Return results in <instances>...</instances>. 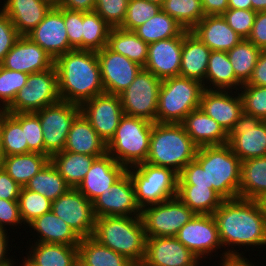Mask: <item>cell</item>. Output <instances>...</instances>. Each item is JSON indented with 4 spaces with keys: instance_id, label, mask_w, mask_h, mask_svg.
I'll return each instance as SVG.
<instances>
[{
    "instance_id": "obj_42",
    "label": "cell",
    "mask_w": 266,
    "mask_h": 266,
    "mask_svg": "<svg viewBox=\"0 0 266 266\" xmlns=\"http://www.w3.org/2000/svg\"><path fill=\"white\" fill-rule=\"evenodd\" d=\"M261 51L248 39H242L227 51L235 76L242 84L249 81Z\"/></svg>"
},
{
    "instance_id": "obj_65",
    "label": "cell",
    "mask_w": 266,
    "mask_h": 266,
    "mask_svg": "<svg viewBox=\"0 0 266 266\" xmlns=\"http://www.w3.org/2000/svg\"><path fill=\"white\" fill-rule=\"evenodd\" d=\"M47 3L51 8H59L62 5V0H42Z\"/></svg>"
},
{
    "instance_id": "obj_18",
    "label": "cell",
    "mask_w": 266,
    "mask_h": 266,
    "mask_svg": "<svg viewBox=\"0 0 266 266\" xmlns=\"http://www.w3.org/2000/svg\"><path fill=\"white\" fill-rule=\"evenodd\" d=\"M105 93L119 95L135 79L143 68L122 54L111 51L107 46L96 52Z\"/></svg>"
},
{
    "instance_id": "obj_32",
    "label": "cell",
    "mask_w": 266,
    "mask_h": 266,
    "mask_svg": "<svg viewBox=\"0 0 266 266\" xmlns=\"http://www.w3.org/2000/svg\"><path fill=\"white\" fill-rule=\"evenodd\" d=\"M236 78L226 51H211L205 77V89L236 90L242 87Z\"/></svg>"
},
{
    "instance_id": "obj_35",
    "label": "cell",
    "mask_w": 266,
    "mask_h": 266,
    "mask_svg": "<svg viewBox=\"0 0 266 266\" xmlns=\"http://www.w3.org/2000/svg\"><path fill=\"white\" fill-rule=\"evenodd\" d=\"M95 156L61 151L50 157L51 163L71 188H77L89 171Z\"/></svg>"
},
{
    "instance_id": "obj_53",
    "label": "cell",
    "mask_w": 266,
    "mask_h": 266,
    "mask_svg": "<svg viewBox=\"0 0 266 266\" xmlns=\"http://www.w3.org/2000/svg\"><path fill=\"white\" fill-rule=\"evenodd\" d=\"M19 37L10 18L0 9V64Z\"/></svg>"
},
{
    "instance_id": "obj_12",
    "label": "cell",
    "mask_w": 266,
    "mask_h": 266,
    "mask_svg": "<svg viewBox=\"0 0 266 266\" xmlns=\"http://www.w3.org/2000/svg\"><path fill=\"white\" fill-rule=\"evenodd\" d=\"M35 113L43 130L44 155L51 157L63 151L71 124L80 113V105L59 101Z\"/></svg>"
},
{
    "instance_id": "obj_66",
    "label": "cell",
    "mask_w": 266,
    "mask_h": 266,
    "mask_svg": "<svg viewBox=\"0 0 266 266\" xmlns=\"http://www.w3.org/2000/svg\"><path fill=\"white\" fill-rule=\"evenodd\" d=\"M218 262L219 266H232V258Z\"/></svg>"
},
{
    "instance_id": "obj_14",
    "label": "cell",
    "mask_w": 266,
    "mask_h": 266,
    "mask_svg": "<svg viewBox=\"0 0 266 266\" xmlns=\"http://www.w3.org/2000/svg\"><path fill=\"white\" fill-rule=\"evenodd\" d=\"M199 260L213 256L212 253L223 249L218 233V227L213 214H196L186 223L175 236ZM215 250V251H214Z\"/></svg>"
},
{
    "instance_id": "obj_27",
    "label": "cell",
    "mask_w": 266,
    "mask_h": 266,
    "mask_svg": "<svg viewBox=\"0 0 266 266\" xmlns=\"http://www.w3.org/2000/svg\"><path fill=\"white\" fill-rule=\"evenodd\" d=\"M63 151L100 157L107 153V144L80 112L73 120Z\"/></svg>"
},
{
    "instance_id": "obj_19",
    "label": "cell",
    "mask_w": 266,
    "mask_h": 266,
    "mask_svg": "<svg viewBox=\"0 0 266 266\" xmlns=\"http://www.w3.org/2000/svg\"><path fill=\"white\" fill-rule=\"evenodd\" d=\"M201 262L175 237H147L140 266H200Z\"/></svg>"
},
{
    "instance_id": "obj_68",
    "label": "cell",
    "mask_w": 266,
    "mask_h": 266,
    "mask_svg": "<svg viewBox=\"0 0 266 266\" xmlns=\"http://www.w3.org/2000/svg\"><path fill=\"white\" fill-rule=\"evenodd\" d=\"M149 2L161 3L162 0H147Z\"/></svg>"
},
{
    "instance_id": "obj_61",
    "label": "cell",
    "mask_w": 266,
    "mask_h": 266,
    "mask_svg": "<svg viewBox=\"0 0 266 266\" xmlns=\"http://www.w3.org/2000/svg\"><path fill=\"white\" fill-rule=\"evenodd\" d=\"M96 0H62V8L76 11L92 12Z\"/></svg>"
},
{
    "instance_id": "obj_49",
    "label": "cell",
    "mask_w": 266,
    "mask_h": 266,
    "mask_svg": "<svg viewBox=\"0 0 266 266\" xmlns=\"http://www.w3.org/2000/svg\"><path fill=\"white\" fill-rule=\"evenodd\" d=\"M25 128V142L31 152L44 155L43 130L39 117L34 112L10 113Z\"/></svg>"
},
{
    "instance_id": "obj_44",
    "label": "cell",
    "mask_w": 266,
    "mask_h": 266,
    "mask_svg": "<svg viewBox=\"0 0 266 266\" xmlns=\"http://www.w3.org/2000/svg\"><path fill=\"white\" fill-rule=\"evenodd\" d=\"M161 10L188 31L205 16L201 0H162Z\"/></svg>"
},
{
    "instance_id": "obj_5",
    "label": "cell",
    "mask_w": 266,
    "mask_h": 266,
    "mask_svg": "<svg viewBox=\"0 0 266 266\" xmlns=\"http://www.w3.org/2000/svg\"><path fill=\"white\" fill-rule=\"evenodd\" d=\"M195 160L206 171L207 185L224 200L239 197L241 160L228 144L197 149Z\"/></svg>"
},
{
    "instance_id": "obj_8",
    "label": "cell",
    "mask_w": 266,
    "mask_h": 266,
    "mask_svg": "<svg viewBox=\"0 0 266 266\" xmlns=\"http://www.w3.org/2000/svg\"><path fill=\"white\" fill-rule=\"evenodd\" d=\"M126 171L132 180L136 202L141 210L177 197L178 174L172 169L145 162Z\"/></svg>"
},
{
    "instance_id": "obj_17",
    "label": "cell",
    "mask_w": 266,
    "mask_h": 266,
    "mask_svg": "<svg viewBox=\"0 0 266 266\" xmlns=\"http://www.w3.org/2000/svg\"><path fill=\"white\" fill-rule=\"evenodd\" d=\"M96 218L104 216H141V209L135 198V190L126 171L105 192L93 202Z\"/></svg>"
},
{
    "instance_id": "obj_25",
    "label": "cell",
    "mask_w": 266,
    "mask_h": 266,
    "mask_svg": "<svg viewBox=\"0 0 266 266\" xmlns=\"http://www.w3.org/2000/svg\"><path fill=\"white\" fill-rule=\"evenodd\" d=\"M211 51H229L237 45L239 36L222 15H206L191 30Z\"/></svg>"
},
{
    "instance_id": "obj_29",
    "label": "cell",
    "mask_w": 266,
    "mask_h": 266,
    "mask_svg": "<svg viewBox=\"0 0 266 266\" xmlns=\"http://www.w3.org/2000/svg\"><path fill=\"white\" fill-rule=\"evenodd\" d=\"M211 50L193 33L183 31L180 75L201 82L205 89V77Z\"/></svg>"
},
{
    "instance_id": "obj_62",
    "label": "cell",
    "mask_w": 266,
    "mask_h": 266,
    "mask_svg": "<svg viewBox=\"0 0 266 266\" xmlns=\"http://www.w3.org/2000/svg\"><path fill=\"white\" fill-rule=\"evenodd\" d=\"M228 8L251 10V0H228Z\"/></svg>"
},
{
    "instance_id": "obj_13",
    "label": "cell",
    "mask_w": 266,
    "mask_h": 266,
    "mask_svg": "<svg viewBox=\"0 0 266 266\" xmlns=\"http://www.w3.org/2000/svg\"><path fill=\"white\" fill-rule=\"evenodd\" d=\"M51 211L80 238L93 236L96 222L93 204L77 188H70L52 201Z\"/></svg>"
},
{
    "instance_id": "obj_31",
    "label": "cell",
    "mask_w": 266,
    "mask_h": 266,
    "mask_svg": "<svg viewBox=\"0 0 266 266\" xmlns=\"http://www.w3.org/2000/svg\"><path fill=\"white\" fill-rule=\"evenodd\" d=\"M34 230L39 238L34 243H53L68 246H78L81 238L52 211L35 218L27 225Z\"/></svg>"
},
{
    "instance_id": "obj_60",
    "label": "cell",
    "mask_w": 266,
    "mask_h": 266,
    "mask_svg": "<svg viewBox=\"0 0 266 266\" xmlns=\"http://www.w3.org/2000/svg\"><path fill=\"white\" fill-rule=\"evenodd\" d=\"M206 15H222L228 9V0H201Z\"/></svg>"
},
{
    "instance_id": "obj_15",
    "label": "cell",
    "mask_w": 266,
    "mask_h": 266,
    "mask_svg": "<svg viewBox=\"0 0 266 266\" xmlns=\"http://www.w3.org/2000/svg\"><path fill=\"white\" fill-rule=\"evenodd\" d=\"M228 145L241 161L266 156V121L242 114L228 134Z\"/></svg>"
},
{
    "instance_id": "obj_36",
    "label": "cell",
    "mask_w": 266,
    "mask_h": 266,
    "mask_svg": "<svg viewBox=\"0 0 266 266\" xmlns=\"http://www.w3.org/2000/svg\"><path fill=\"white\" fill-rule=\"evenodd\" d=\"M148 45L134 31L121 28H112L107 40V47L111 51L126 56L142 67L145 66L148 58Z\"/></svg>"
},
{
    "instance_id": "obj_4",
    "label": "cell",
    "mask_w": 266,
    "mask_h": 266,
    "mask_svg": "<svg viewBox=\"0 0 266 266\" xmlns=\"http://www.w3.org/2000/svg\"><path fill=\"white\" fill-rule=\"evenodd\" d=\"M198 147L181 123H153L146 162L177 174L195 159Z\"/></svg>"
},
{
    "instance_id": "obj_41",
    "label": "cell",
    "mask_w": 266,
    "mask_h": 266,
    "mask_svg": "<svg viewBox=\"0 0 266 266\" xmlns=\"http://www.w3.org/2000/svg\"><path fill=\"white\" fill-rule=\"evenodd\" d=\"M25 188L45 196L50 201H55L71 187L59 174L55 166L49 161L30 181Z\"/></svg>"
},
{
    "instance_id": "obj_2",
    "label": "cell",
    "mask_w": 266,
    "mask_h": 266,
    "mask_svg": "<svg viewBox=\"0 0 266 266\" xmlns=\"http://www.w3.org/2000/svg\"><path fill=\"white\" fill-rule=\"evenodd\" d=\"M61 101L81 105L105 93L95 51L71 50L54 60Z\"/></svg>"
},
{
    "instance_id": "obj_10",
    "label": "cell",
    "mask_w": 266,
    "mask_h": 266,
    "mask_svg": "<svg viewBox=\"0 0 266 266\" xmlns=\"http://www.w3.org/2000/svg\"><path fill=\"white\" fill-rule=\"evenodd\" d=\"M195 215L178 197L141 210L146 237H175Z\"/></svg>"
},
{
    "instance_id": "obj_46",
    "label": "cell",
    "mask_w": 266,
    "mask_h": 266,
    "mask_svg": "<svg viewBox=\"0 0 266 266\" xmlns=\"http://www.w3.org/2000/svg\"><path fill=\"white\" fill-rule=\"evenodd\" d=\"M160 10L161 3L147 0H129L125 19L119 28L126 31H134Z\"/></svg>"
},
{
    "instance_id": "obj_58",
    "label": "cell",
    "mask_w": 266,
    "mask_h": 266,
    "mask_svg": "<svg viewBox=\"0 0 266 266\" xmlns=\"http://www.w3.org/2000/svg\"><path fill=\"white\" fill-rule=\"evenodd\" d=\"M245 84L266 86V50H262L249 81Z\"/></svg>"
},
{
    "instance_id": "obj_40",
    "label": "cell",
    "mask_w": 266,
    "mask_h": 266,
    "mask_svg": "<svg viewBox=\"0 0 266 266\" xmlns=\"http://www.w3.org/2000/svg\"><path fill=\"white\" fill-rule=\"evenodd\" d=\"M0 149L2 157L30 153L25 142V128L10 114H0Z\"/></svg>"
},
{
    "instance_id": "obj_21",
    "label": "cell",
    "mask_w": 266,
    "mask_h": 266,
    "mask_svg": "<svg viewBox=\"0 0 266 266\" xmlns=\"http://www.w3.org/2000/svg\"><path fill=\"white\" fill-rule=\"evenodd\" d=\"M200 108L213 118L229 134L235 122L243 114V102L239 91L204 89Z\"/></svg>"
},
{
    "instance_id": "obj_7",
    "label": "cell",
    "mask_w": 266,
    "mask_h": 266,
    "mask_svg": "<svg viewBox=\"0 0 266 266\" xmlns=\"http://www.w3.org/2000/svg\"><path fill=\"white\" fill-rule=\"evenodd\" d=\"M204 86L201 82L176 76L162 80L156 123H181L186 115L200 108Z\"/></svg>"
},
{
    "instance_id": "obj_37",
    "label": "cell",
    "mask_w": 266,
    "mask_h": 266,
    "mask_svg": "<svg viewBox=\"0 0 266 266\" xmlns=\"http://www.w3.org/2000/svg\"><path fill=\"white\" fill-rule=\"evenodd\" d=\"M78 256L90 266H136L126 256L101 245L93 237L81 238Z\"/></svg>"
},
{
    "instance_id": "obj_52",
    "label": "cell",
    "mask_w": 266,
    "mask_h": 266,
    "mask_svg": "<svg viewBox=\"0 0 266 266\" xmlns=\"http://www.w3.org/2000/svg\"><path fill=\"white\" fill-rule=\"evenodd\" d=\"M63 16L70 46L82 50V11L63 8Z\"/></svg>"
},
{
    "instance_id": "obj_22",
    "label": "cell",
    "mask_w": 266,
    "mask_h": 266,
    "mask_svg": "<svg viewBox=\"0 0 266 266\" xmlns=\"http://www.w3.org/2000/svg\"><path fill=\"white\" fill-rule=\"evenodd\" d=\"M27 74L43 72L54 66V59L28 36H20L0 64Z\"/></svg>"
},
{
    "instance_id": "obj_38",
    "label": "cell",
    "mask_w": 266,
    "mask_h": 266,
    "mask_svg": "<svg viewBox=\"0 0 266 266\" xmlns=\"http://www.w3.org/2000/svg\"><path fill=\"white\" fill-rule=\"evenodd\" d=\"M177 197L195 214H213L224 200L214 189L196 185H178Z\"/></svg>"
},
{
    "instance_id": "obj_63",
    "label": "cell",
    "mask_w": 266,
    "mask_h": 266,
    "mask_svg": "<svg viewBox=\"0 0 266 266\" xmlns=\"http://www.w3.org/2000/svg\"><path fill=\"white\" fill-rule=\"evenodd\" d=\"M255 262H250V260L246 258H232V266H258L254 265Z\"/></svg>"
},
{
    "instance_id": "obj_11",
    "label": "cell",
    "mask_w": 266,
    "mask_h": 266,
    "mask_svg": "<svg viewBox=\"0 0 266 266\" xmlns=\"http://www.w3.org/2000/svg\"><path fill=\"white\" fill-rule=\"evenodd\" d=\"M161 82L153 73L142 68L134 81L119 94L124 114L155 123Z\"/></svg>"
},
{
    "instance_id": "obj_45",
    "label": "cell",
    "mask_w": 266,
    "mask_h": 266,
    "mask_svg": "<svg viewBox=\"0 0 266 266\" xmlns=\"http://www.w3.org/2000/svg\"><path fill=\"white\" fill-rule=\"evenodd\" d=\"M18 204L20 217L25 226L35 218L51 211L52 207V201L38 192L28 190L25 187L21 188Z\"/></svg>"
},
{
    "instance_id": "obj_56",
    "label": "cell",
    "mask_w": 266,
    "mask_h": 266,
    "mask_svg": "<svg viewBox=\"0 0 266 266\" xmlns=\"http://www.w3.org/2000/svg\"><path fill=\"white\" fill-rule=\"evenodd\" d=\"M248 40L257 48L266 50V11L256 13Z\"/></svg>"
},
{
    "instance_id": "obj_39",
    "label": "cell",
    "mask_w": 266,
    "mask_h": 266,
    "mask_svg": "<svg viewBox=\"0 0 266 266\" xmlns=\"http://www.w3.org/2000/svg\"><path fill=\"white\" fill-rule=\"evenodd\" d=\"M185 29L170 15L160 10L144 24L134 30V33L144 42L150 44L159 40L179 36Z\"/></svg>"
},
{
    "instance_id": "obj_48",
    "label": "cell",
    "mask_w": 266,
    "mask_h": 266,
    "mask_svg": "<svg viewBox=\"0 0 266 266\" xmlns=\"http://www.w3.org/2000/svg\"><path fill=\"white\" fill-rule=\"evenodd\" d=\"M243 113L266 121V86L243 84L239 89Z\"/></svg>"
},
{
    "instance_id": "obj_50",
    "label": "cell",
    "mask_w": 266,
    "mask_h": 266,
    "mask_svg": "<svg viewBox=\"0 0 266 266\" xmlns=\"http://www.w3.org/2000/svg\"><path fill=\"white\" fill-rule=\"evenodd\" d=\"M129 0H96L94 10L110 27L119 28L126 16Z\"/></svg>"
},
{
    "instance_id": "obj_55",
    "label": "cell",
    "mask_w": 266,
    "mask_h": 266,
    "mask_svg": "<svg viewBox=\"0 0 266 266\" xmlns=\"http://www.w3.org/2000/svg\"><path fill=\"white\" fill-rule=\"evenodd\" d=\"M22 226L18 201L0 199V228L6 229L7 226Z\"/></svg>"
},
{
    "instance_id": "obj_34",
    "label": "cell",
    "mask_w": 266,
    "mask_h": 266,
    "mask_svg": "<svg viewBox=\"0 0 266 266\" xmlns=\"http://www.w3.org/2000/svg\"><path fill=\"white\" fill-rule=\"evenodd\" d=\"M49 161V156L30 152L4 156L2 158L1 167L15 182H17L20 186L25 187L30 179Z\"/></svg>"
},
{
    "instance_id": "obj_33",
    "label": "cell",
    "mask_w": 266,
    "mask_h": 266,
    "mask_svg": "<svg viewBox=\"0 0 266 266\" xmlns=\"http://www.w3.org/2000/svg\"><path fill=\"white\" fill-rule=\"evenodd\" d=\"M266 197V156L241 162L239 198L258 200Z\"/></svg>"
},
{
    "instance_id": "obj_43",
    "label": "cell",
    "mask_w": 266,
    "mask_h": 266,
    "mask_svg": "<svg viewBox=\"0 0 266 266\" xmlns=\"http://www.w3.org/2000/svg\"><path fill=\"white\" fill-rule=\"evenodd\" d=\"M111 29L95 11H82V50L97 52L103 49Z\"/></svg>"
},
{
    "instance_id": "obj_16",
    "label": "cell",
    "mask_w": 266,
    "mask_h": 266,
    "mask_svg": "<svg viewBox=\"0 0 266 266\" xmlns=\"http://www.w3.org/2000/svg\"><path fill=\"white\" fill-rule=\"evenodd\" d=\"M80 112L91 123L99 137L111 140L124 115L119 95L103 93L83 102Z\"/></svg>"
},
{
    "instance_id": "obj_64",
    "label": "cell",
    "mask_w": 266,
    "mask_h": 266,
    "mask_svg": "<svg viewBox=\"0 0 266 266\" xmlns=\"http://www.w3.org/2000/svg\"><path fill=\"white\" fill-rule=\"evenodd\" d=\"M252 10L256 12L266 11V0H251Z\"/></svg>"
},
{
    "instance_id": "obj_24",
    "label": "cell",
    "mask_w": 266,
    "mask_h": 266,
    "mask_svg": "<svg viewBox=\"0 0 266 266\" xmlns=\"http://www.w3.org/2000/svg\"><path fill=\"white\" fill-rule=\"evenodd\" d=\"M126 170L123 165H120L112 156L106 153L94 159L89 171L77 189L90 202H93L116 182Z\"/></svg>"
},
{
    "instance_id": "obj_20",
    "label": "cell",
    "mask_w": 266,
    "mask_h": 266,
    "mask_svg": "<svg viewBox=\"0 0 266 266\" xmlns=\"http://www.w3.org/2000/svg\"><path fill=\"white\" fill-rule=\"evenodd\" d=\"M54 60L74 50L68 40L63 8H51L44 19L27 35Z\"/></svg>"
},
{
    "instance_id": "obj_6",
    "label": "cell",
    "mask_w": 266,
    "mask_h": 266,
    "mask_svg": "<svg viewBox=\"0 0 266 266\" xmlns=\"http://www.w3.org/2000/svg\"><path fill=\"white\" fill-rule=\"evenodd\" d=\"M153 122L123 115L111 140L107 153L126 169L145 163L150 145Z\"/></svg>"
},
{
    "instance_id": "obj_28",
    "label": "cell",
    "mask_w": 266,
    "mask_h": 266,
    "mask_svg": "<svg viewBox=\"0 0 266 266\" xmlns=\"http://www.w3.org/2000/svg\"><path fill=\"white\" fill-rule=\"evenodd\" d=\"M0 8L11 20L20 36H27L50 11L42 0H3Z\"/></svg>"
},
{
    "instance_id": "obj_3",
    "label": "cell",
    "mask_w": 266,
    "mask_h": 266,
    "mask_svg": "<svg viewBox=\"0 0 266 266\" xmlns=\"http://www.w3.org/2000/svg\"><path fill=\"white\" fill-rule=\"evenodd\" d=\"M101 245L140 265L145 256L146 234L141 216L96 218L92 236Z\"/></svg>"
},
{
    "instance_id": "obj_59",
    "label": "cell",
    "mask_w": 266,
    "mask_h": 266,
    "mask_svg": "<svg viewBox=\"0 0 266 266\" xmlns=\"http://www.w3.org/2000/svg\"><path fill=\"white\" fill-rule=\"evenodd\" d=\"M8 230L0 228V266H16V262L13 261L14 258L10 255V252L8 250L10 249L9 246H11L9 243V237ZM9 254V255H8ZM9 256V257H7ZM11 257V258H10ZM13 258V259H12Z\"/></svg>"
},
{
    "instance_id": "obj_51",
    "label": "cell",
    "mask_w": 266,
    "mask_h": 266,
    "mask_svg": "<svg viewBox=\"0 0 266 266\" xmlns=\"http://www.w3.org/2000/svg\"><path fill=\"white\" fill-rule=\"evenodd\" d=\"M256 11L245 10V9H231L228 8L222 17L225 19L227 24L239 35L242 39H248L252 27L254 24V19L256 16Z\"/></svg>"
},
{
    "instance_id": "obj_54",
    "label": "cell",
    "mask_w": 266,
    "mask_h": 266,
    "mask_svg": "<svg viewBox=\"0 0 266 266\" xmlns=\"http://www.w3.org/2000/svg\"><path fill=\"white\" fill-rule=\"evenodd\" d=\"M178 185H196V187H209L207 185L206 171L194 159L190 161L178 174Z\"/></svg>"
},
{
    "instance_id": "obj_30",
    "label": "cell",
    "mask_w": 266,
    "mask_h": 266,
    "mask_svg": "<svg viewBox=\"0 0 266 266\" xmlns=\"http://www.w3.org/2000/svg\"><path fill=\"white\" fill-rule=\"evenodd\" d=\"M29 246L20 266H74L78 258V246L33 241Z\"/></svg>"
},
{
    "instance_id": "obj_9",
    "label": "cell",
    "mask_w": 266,
    "mask_h": 266,
    "mask_svg": "<svg viewBox=\"0 0 266 266\" xmlns=\"http://www.w3.org/2000/svg\"><path fill=\"white\" fill-rule=\"evenodd\" d=\"M61 101L58 75L53 66L43 72L29 74L26 85L16 94L13 102L4 110L7 113L37 112Z\"/></svg>"
},
{
    "instance_id": "obj_69",
    "label": "cell",
    "mask_w": 266,
    "mask_h": 266,
    "mask_svg": "<svg viewBox=\"0 0 266 266\" xmlns=\"http://www.w3.org/2000/svg\"><path fill=\"white\" fill-rule=\"evenodd\" d=\"M2 154H1V149H0V167H1V162H2Z\"/></svg>"
},
{
    "instance_id": "obj_23",
    "label": "cell",
    "mask_w": 266,
    "mask_h": 266,
    "mask_svg": "<svg viewBox=\"0 0 266 266\" xmlns=\"http://www.w3.org/2000/svg\"><path fill=\"white\" fill-rule=\"evenodd\" d=\"M183 32L173 38L159 40L148 45L145 70L160 80L180 75Z\"/></svg>"
},
{
    "instance_id": "obj_57",
    "label": "cell",
    "mask_w": 266,
    "mask_h": 266,
    "mask_svg": "<svg viewBox=\"0 0 266 266\" xmlns=\"http://www.w3.org/2000/svg\"><path fill=\"white\" fill-rule=\"evenodd\" d=\"M22 186L15 182L8 173L0 167V199L18 201Z\"/></svg>"
},
{
    "instance_id": "obj_26",
    "label": "cell",
    "mask_w": 266,
    "mask_h": 266,
    "mask_svg": "<svg viewBox=\"0 0 266 266\" xmlns=\"http://www.w3.org/2000/svg\"><path fill=\"white\" fill-rule=\"evenodd\" d=\"M181 124L198 148L228 144V133L201 108L189 112Z\"/></svg>"
},
{
    "instance_id": "obj_1",
    "label": "cell",
    "mask_w": 266,
    "mask_h": 266,
    "mask_svg": "<svg viewBox=\"0 0 266 266\" xmlns=\"http://www.w3.org/2000/svg\"><path fill=\"white\" fill-rule=\"evenodd\" d=\"M213 216L221 245L225 250L220 253L222 256L220 255L219 261L245 258L243 251L236 250L237 246H246V249L249 246L253 249L258 246V249H264L266 246V217L260 201L239 197L223 200Z\"/></svg>"
},
{
    "instance_id": "obj_67",
    "label": "cell",
    "mask_w": 266,
    "mask_h": 266,
    "mask_svg": "<svg viewBox=\"0 0 266 266\" xmlns=\"http://www.w3.org/2000/svg\"><path fill=\"white\" fill-rule=\"evenodd\" d=\"M74 266H90V265H87L79 256L78 258L76 259V262H75V265Z\"/></svg>"
},
{
    "instance_id": "obj_47",
    "label": "cell",
    "mask_w": 266,
    "mask_h": 266,
    "mask_svg": "<svg viewBox=\"0 0 266 266\" xmlns=\"http://www.w3.org/2000/svg\"><path fill=\"white\" fill-rule=\"evenodd\" d=\"M29 74L12 71L0 65V108L4 111L26 85ZM2 103V104H1Z\"/></svg>"
}]
</instances>
